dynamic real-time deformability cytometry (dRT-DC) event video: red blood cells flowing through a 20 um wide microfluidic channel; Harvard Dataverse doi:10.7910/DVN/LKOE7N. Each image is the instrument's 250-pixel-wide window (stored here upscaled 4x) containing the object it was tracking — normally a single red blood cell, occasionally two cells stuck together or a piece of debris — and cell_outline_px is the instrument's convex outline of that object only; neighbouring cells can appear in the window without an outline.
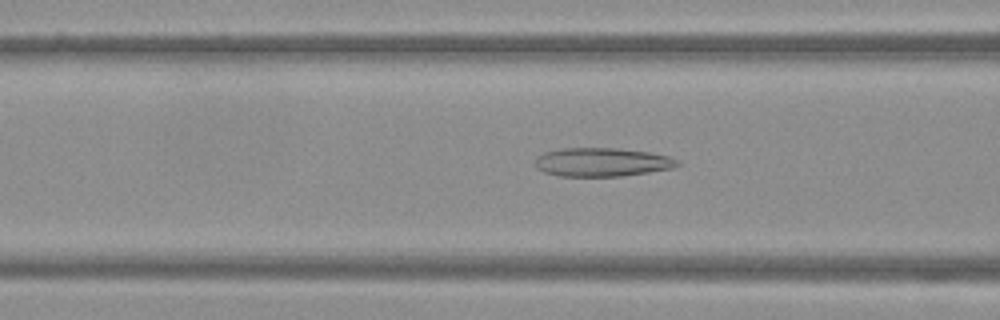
{"species": "Egyptian fruit bat (a non-hibernating species)", "species_latin": "Rousettus aegyptiacus", "temperature_condition": "warm", "stored_images_in_passage": 50, "camera_frame_rate_fps": 3000, "um_per_image_px": 0.085, "frame": {"image": 1, "passage_image": 20, "time_ms": 6.333, "image_size_px": [1000, 320], "cell_outline_px": [[680, 164], [672, 168], [648, 172], [620, 176], [560, 176], [544, 172], [536, 168], [536, 156], [544, 152], [560, 148], [616, 148], [648, 152], [668, 156], [680, 160]], "centroid_in_image_um": [51.15, 13.78], "position_along_channel_um": 115.5, "area_um2": 23.76}}
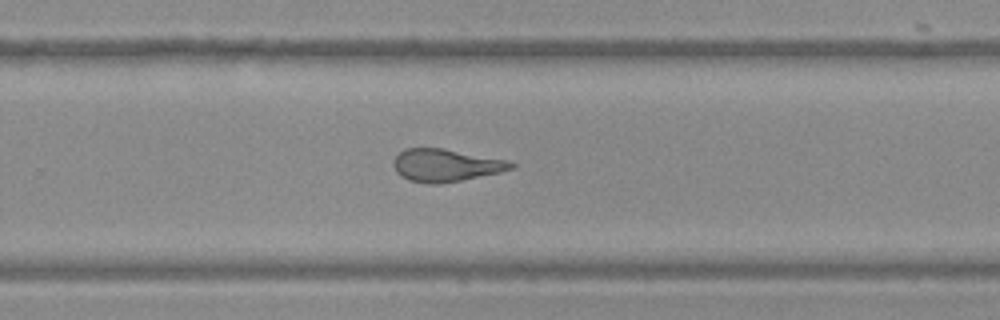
{"frame": {"image": 2, "passage_image": 33, "time_ms": 10.667, "image_size_px": [1000, 320], "cell_outline_px": [[516, 164], [512, 168], [500, 172], [440, 184], [428, 184], [408, 180], [400, 176], [396, 172], [392, 164], [392, 160], [404, 148], [444, 148], [508, 160]], "centroid_in_image_um": [37.84, 14.04], "position_along_channel_um": 292.0, "area_um2": 22.43}}
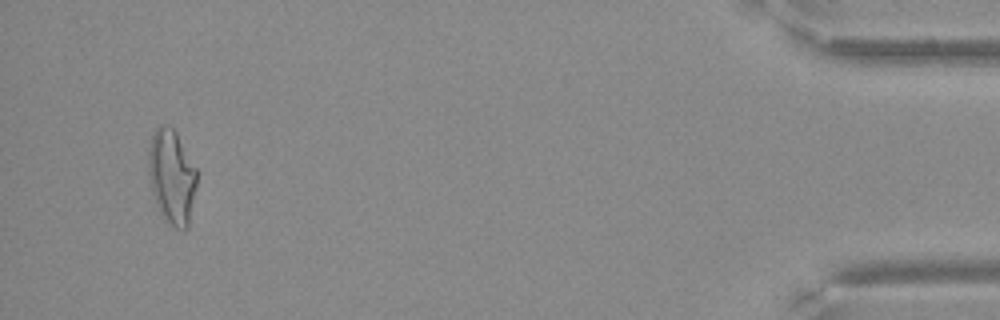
{"frame": {"image": 3, "passage_image": 48, "time_ms": 15.667, "image_size_px": [1000, 320], "cell_outline_px": [[196, 188], [188, 228], [184, 232], [176, 228], [164, 220], [152, 196], [148, 176], [148, 152], [152, 132], [160, 124], [168, 124], [176, 132], [196, 168]], "centroid_in_image_um": [14.58, 15.03], "position_along_channel_um": 420.6, "area_um2": 27.05}}